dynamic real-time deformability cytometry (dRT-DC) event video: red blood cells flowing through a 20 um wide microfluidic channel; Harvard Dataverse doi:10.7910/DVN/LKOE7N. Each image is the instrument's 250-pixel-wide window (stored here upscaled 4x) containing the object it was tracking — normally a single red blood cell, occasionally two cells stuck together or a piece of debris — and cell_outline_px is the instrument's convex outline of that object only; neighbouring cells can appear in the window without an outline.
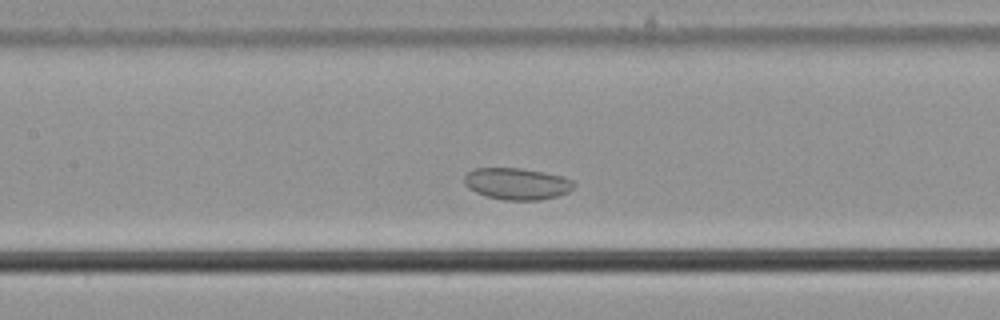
{"species": "common noctule bat (a hibernating species)", "species_latin": "Nyctalus noctula", "temperature_condition": "cold", "stored_images_in_passage": 13, "camera_frame_rate_fps": 3000, "um_per_image_px": 0.085, "animal": {"sex": "male", "body_mass_g": 21.5, "forearm_length_mm": 52.0}, "frame": {"image": 1, "passage_image": 11, "time_ms": 3.333, "image_size_px": [1000, 320], "cell_outline_px": [[576, 184], [568, 192], [556, 196], [540, 200], [504, 200], [488, 196], [476, 192], [468, 188], [464, 184], [464, 176], [468, 172], [476, 168], [520, 168], [544, 172], [560, 176], [572, 180]], "centroid_in_image_um": [43.93, 15.62], "position_along_channel_um": 163.5, "area_um2": 20.11}}